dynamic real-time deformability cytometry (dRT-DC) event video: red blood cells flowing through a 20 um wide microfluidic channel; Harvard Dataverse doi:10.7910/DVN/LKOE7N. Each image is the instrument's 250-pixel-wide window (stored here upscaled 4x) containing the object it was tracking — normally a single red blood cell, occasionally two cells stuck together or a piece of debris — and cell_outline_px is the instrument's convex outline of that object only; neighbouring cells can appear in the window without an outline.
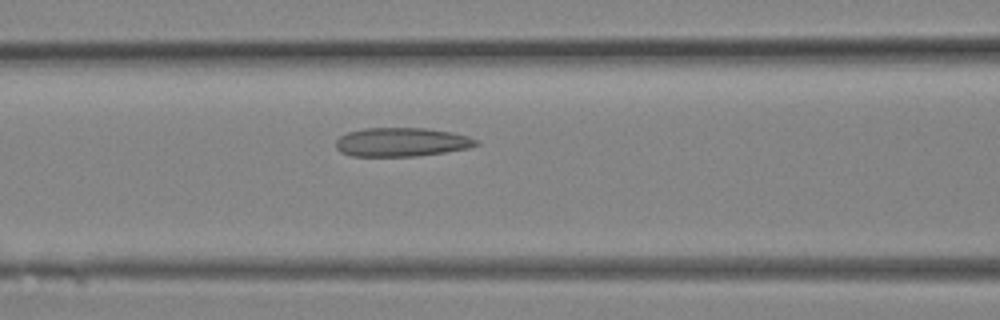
{"species": "Egyptian fruit bat (a non-hibernating species)", "species_latin": "Rousettus aegyptiacus", "temperature_condition": "room temperature", "stored_images_in_passage": 24, "camera_frame_rate_fps": 3000, "um_per_image_px": 0.085, "animal": {"sex": "female"}, "frame": {"image": 1, "passage_image": 9, "time_ms": 2.667, "image_size_px": [1000, 320], "cell_outline_px": [[480, 144], [468, 148], [444, 152], [416, 156], [352, 156], [340, 152], [336, 148], [336, 140], [340, 136], [348, 132], [364, 128], [424, 128], [452, 132], [468, 136], [480, 140]], "centroid_in_image_um": [34.14, 12.08], "position_along_channel_um": 132.5, "area_um2": 23.64}}
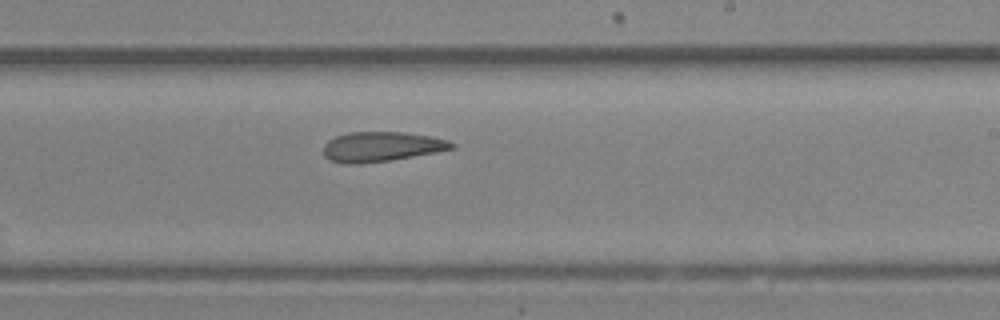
{"frame": {"image": 2, "passage_image": 14, "time_ms": 4.333, "image_size_px": [1000, 320], "cell_outline_px": [[456, 148], [436, 152], [392, 160], [360, 164], [344, 164], [328, 160], [324, 156], [324, 144], [328, 140], [336, 136], [348, 132], [404, 132], [432, 136], [448, 140], [456, 144]], "centroid_in_image_um": [32.42, 12.47], "position_along_channel_um": 256.6, "area_um2": 22.6}}
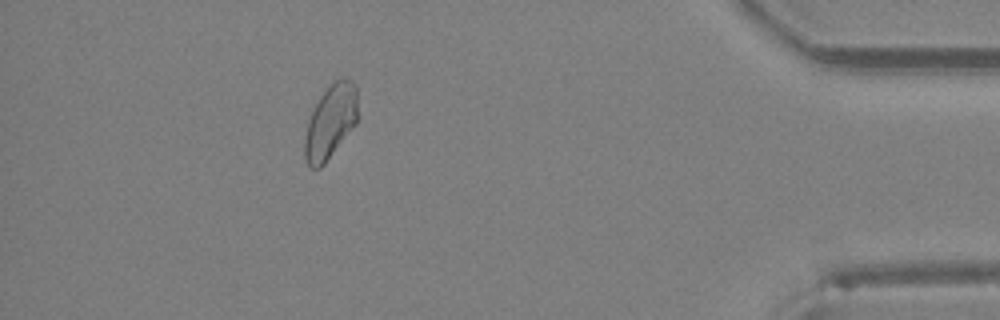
{"frame": {"image": 3, "passage_image": 22, "time_ms": 7.0, "image_size_px": [1000, 320], "cell_outline_px": [[360, 116], [356, 124], [324, 164], [320, 168], [312, 168], [304, 160], [304, 140], [308, 120], [320, 96], [340, 76], [344, 76], [352, 80], [356, 84]], "centroid_in_image_um": [28.14, 10.32], "position_along_channel_um": 407.1, "area_um2": 23.24}}